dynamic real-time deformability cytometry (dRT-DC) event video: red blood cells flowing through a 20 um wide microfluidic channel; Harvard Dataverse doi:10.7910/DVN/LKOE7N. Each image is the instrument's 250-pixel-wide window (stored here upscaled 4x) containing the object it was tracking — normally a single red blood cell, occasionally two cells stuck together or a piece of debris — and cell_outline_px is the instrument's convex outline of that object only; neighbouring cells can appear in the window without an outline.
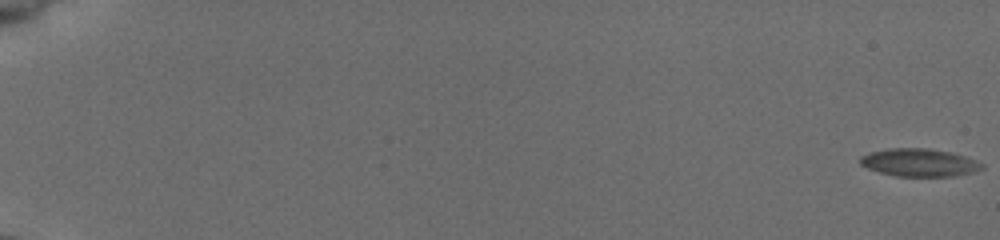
{"species": "common noctule bat (a hibernating species)", "species_latin": "Nyctalus noctula", "temperature_condition": "cold", "stored_images_in_passage": 56, "camera_frame_rate_fps": 3000, "um_per_image_px": 0.085, "animal": {"sex": "female", "body_mass_g": 19.5, "forearm_length_mm": 54.1}, "frame": {"image": 1, "passage_image": 1, "time_ms": 0.0, "image_size_px": [1000, 240], "cell_outline_px": [[980, 164], [976, 168], [964, 172], [948, 176], [900, 176], [880, 172], [868, 168], [860, 164], [860, 156], [872, 152], [888, 148], [928, 148], [952, 152], [964, 156]], "centroid_in_image_um": [77.98, 13.79], "position_along_channel_um": 7.0, "area_um2": 18.84}}
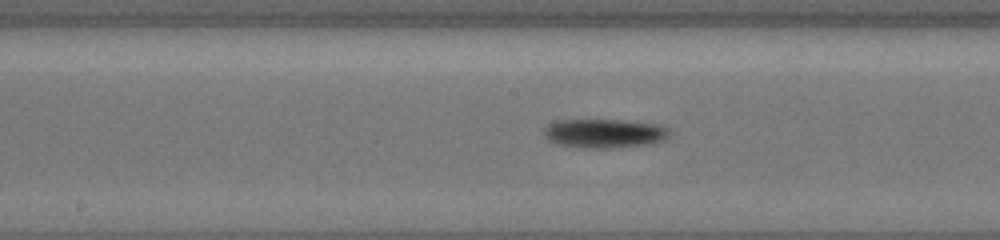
{"frame": {"image": 2, "passage_image": 32, "time_ms": 10.333, "image_size_px": [1000, 240], "cell_outline_px": [[668, 132], [660, 140], [644, 144], [600, 148], [580, 148], [560, 144], [552, 140], [544, 132], [544, 128], [548, 124], [556, 120], [620, 120], [656, 124], [668, 128]], "centroid_in_image_um": [51.3, 11.31], "position_along_channel_um": 196.9, "area_um2": 20.4}}
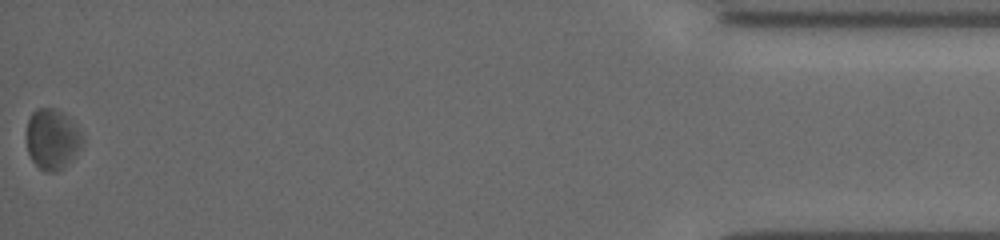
{"frame": {"image": 3, "passage_image": 56, "time_ms": 18.333, "image_size_px": [1000, 240], "cell_outline_px": [[80, 140], [72, 156], [64, 168], [56, 172], [48, 172], [40, 168], [32, 160], [28, 152], [28, 120], [32, 112], [36, 108], [56, 108], [64, 112], [76, 124], [80, 132]], "centroid_in_image_um": [4.4, 11.78], "position_along_channel_um": 430.8, "area_um2": 19.07}}